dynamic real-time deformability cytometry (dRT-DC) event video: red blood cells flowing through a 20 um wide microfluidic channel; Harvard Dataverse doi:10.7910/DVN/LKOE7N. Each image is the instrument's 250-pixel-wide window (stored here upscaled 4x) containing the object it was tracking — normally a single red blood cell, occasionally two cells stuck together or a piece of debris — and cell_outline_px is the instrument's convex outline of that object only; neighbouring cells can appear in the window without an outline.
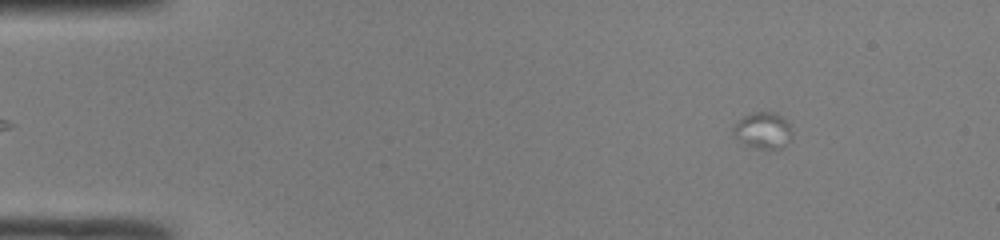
{"species": "common noctule bat (a hibernating species)", "species_latin": "Nyctalus noctula", "temperature_condition": "room temperature", "stored_images_in_passage": 14, "camera_frame_rate_fps": 3000, "um_per_image_px": 0.085, "animal": {"sex": "male", "body_mass_g": 19.0, "forearm_length_mm": 50.8}, "frame": {"image": 1, "passage_image": 2, "time_ms": 0.333, "image_size_px": [1000, 240], "cell_outline_px": [[792, 136], [780, 148], [756, 148], [744, 144], [732, 136], [732, 128], [736, 120], [752, 112], [776, 112], [788, 120], [792, 132]], "centroid_in_image_um": [64.81, 11.06], "position_along_channel_um": 20.2, "area_um2": 12.66}}